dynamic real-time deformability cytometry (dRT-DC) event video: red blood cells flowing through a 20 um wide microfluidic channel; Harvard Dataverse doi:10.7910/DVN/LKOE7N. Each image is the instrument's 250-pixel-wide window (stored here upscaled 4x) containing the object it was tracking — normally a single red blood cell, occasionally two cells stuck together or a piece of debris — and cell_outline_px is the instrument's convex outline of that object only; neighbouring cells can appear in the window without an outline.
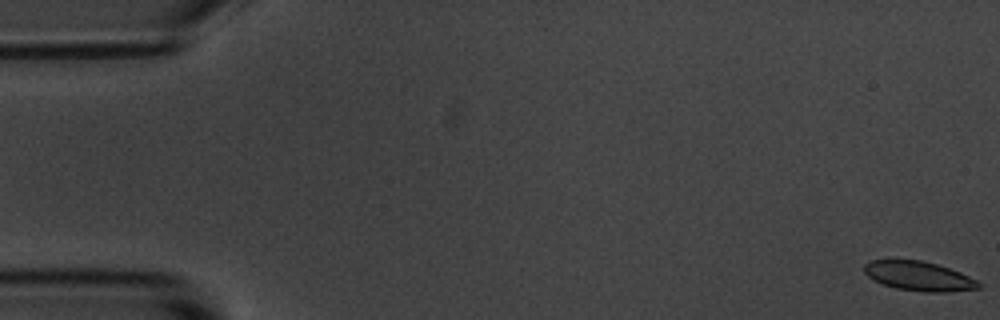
{"species": "common noctule bat (a hibernating species)", "species_latin": "Nyctalus noctula", "temperature_condition": "room temperature", "stored_images_in_passage": 16, "camera_frame_rate_fps": 3000, "um_per_image_px": 0.085, "animal": {"sex": "male", "body_mass_g": 20.1, "forearm_length_mm": 53.5}, "frame": {"image": 1, "passage_image": 1, "time_ms": 0.0, "image_size_px": [1000, 320], "cell_outline_px": [[980, 288], [948, 292], [924, 292], [896, 288], [884, 284], [868, 276], [864, 272], [864, 264], [868, 260], [920, 260], [936, 264], [960, 272], [976, 280], [980, 284]], "centroid_in_image_um": [78.09, 23.47], "position_along_channel_um": 6.9, "area_um2": 19.36}}
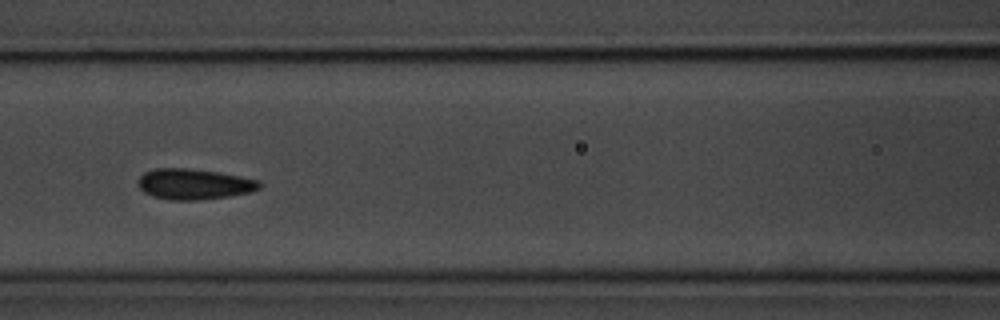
{"frame": {"image": 2, "passage_image": 7, "time_ms": 7.667, "image_size_px": [1000, 320], "cell_outline_px": [[264, 184], [260, 188], [248, 192], [228, 196], [200, 200], [172, 200], [152, 196], [144, 192], [140, 188], [140, 176], [144, 172], [156, 168], [184, 168], [220, 172], [260, 180]], "centroid_in_image_um": [16.53, 15.64], "position_along_channel_um": 150.1, "area_um2": 21.62}, "authors_computed_cell_mechanics": {"area_um2": 20.2011, "velocity_mm_per_s": 3.698, "shape_relaxation_time_tau1_ms": 0.8224, "shape_relaxation_time_tau2_ms": 0.5359, "deformation_change_tau1": 0.0547, "deformation_change_tau2": 0.0248}}